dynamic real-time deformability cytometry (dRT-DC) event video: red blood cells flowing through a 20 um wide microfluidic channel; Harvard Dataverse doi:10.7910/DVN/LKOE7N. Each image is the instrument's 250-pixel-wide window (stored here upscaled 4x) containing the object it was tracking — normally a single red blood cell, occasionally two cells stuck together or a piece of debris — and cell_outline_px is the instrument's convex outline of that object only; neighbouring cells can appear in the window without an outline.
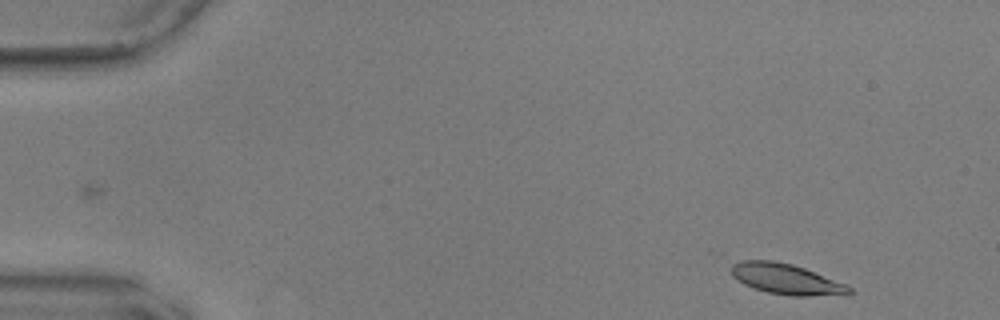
{"species": "common noctule bat (a hibernating species)", "species_latin": "Nyctalus noctula", "temperature_condition": "warm", "stored_images_in_passage": 26, "camera_frame_rate_fps": 3000, "um_per_image_px": 0.085, "animal": {"sex": "male", "body_mass_g": 17.9, "forearm_length_mm": 54.2}, "frame": {"image": 1, "passage_image": 3, "time_ms": 0.667, "image_size_px": [1000, 320], "cell_outline_px": [[852, 292], [848, 296], [788, 296], [768, 292], [752, 288], [744, 284], [732, 276], [732, 264], [744, 260], [772, 260], [792, 264], [804, 268], [844, 284], [852, 288]], "centroid_in_image_um": [66.86, 23.75], "position_along_channel_um": 18.1, "area_um2": 21.1}}
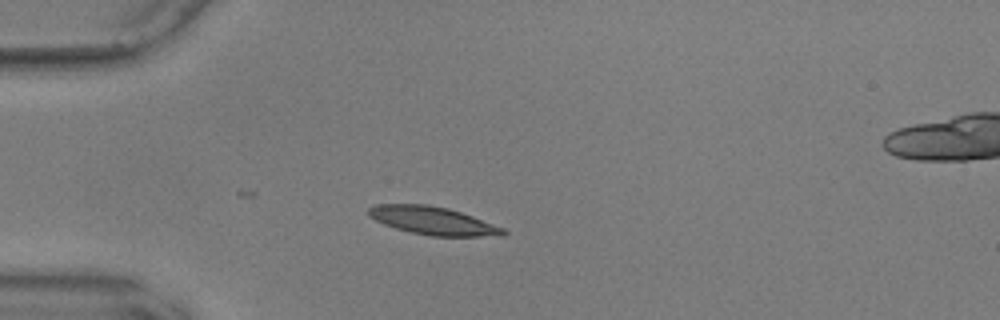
{"frame": {"image": 2, "passage_image": 13, "time_ms": 4.0, "image_size_px": [1000, 320], "cell_outline_px": [[508, 232], [504, 236], [432, 236], [412, 232], [396, 228], [384, 224], [368, 216], [368, 208], [376, 204], [428, 204], [448, 208], [472, 216], [504, 228]], "centroid_in_image_um": [36.81, 18.75], "position_along_channel_um": 48.2, "area_um2": 21.91}}